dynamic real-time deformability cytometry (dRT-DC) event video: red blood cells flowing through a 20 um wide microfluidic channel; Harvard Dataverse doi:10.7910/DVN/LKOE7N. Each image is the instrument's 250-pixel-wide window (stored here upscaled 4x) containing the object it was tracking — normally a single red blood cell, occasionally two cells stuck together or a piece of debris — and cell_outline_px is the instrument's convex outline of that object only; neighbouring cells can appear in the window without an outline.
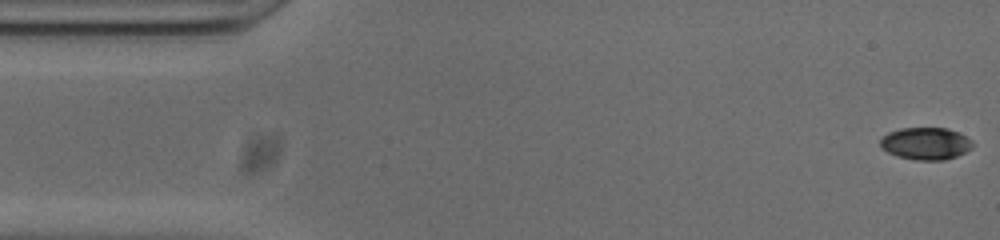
{"species": "common noctule bat (a hibernating species)", "species_latin": "Nyctalus noctula", "temperature_condition": "cold", "stored_images_in_passage": 52, "camera_frame_rate_fps": 3000, "um_per_image_px": 0.085, "animal": {"sex": "male", "body_mass_g": 20.0, "forearm_length_mm": 53.3}, "frame": {"image": 1, "passage_image": 1, "time_ms": 0.0, "image_size_px": [1000, 240], "cell_outline_px": [[972, 148], [956, 156], [944, 160], [916, 160], [896, 156], [880, 148], [880, 140], [888, 132], [900, 128], [948, 128], [972, 140]], "centroid_in_image_um": [78.65, 12.2], "position_along_channel_um": 6.3, "area_um2": 17.28}}
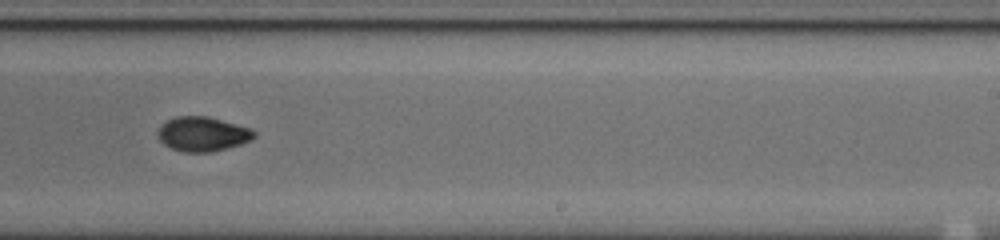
{"frame": {"image": 2, "passage_image": 31, "time_ms": 10.0, "image_size_px": [1000, 240], "cell_outline_px": [[256, 136], [240, 144], [212, 152], [184, 152], [172, 148], [164, 144], [156, 136], [156, 132], [168, 120], [176, 116], [208, 116], [248, 128], [256, 132]], "centroid_in_image_um": [17.19, 11.39], "position_along_channel_um": 271.8, "area_um2": 19.07}}
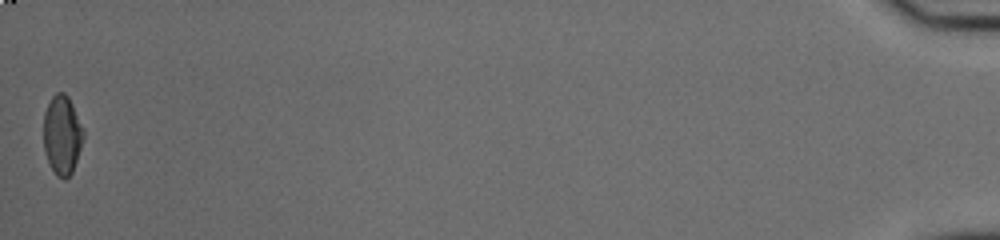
{"frame": {"image": 3, "passage_image": 52, "time_ms": 17.0, "image_size_px": [1000, 240], "cell_outline_px": [[84, 136], [72, 172], [64, 180], [56, 176], [44, 152], [44, 112], [52, 96], [56, 92], [64, 92], [68, 96], [72, 104], [84, 132]], "centroid_in_image_um": [5.27, 11.46], "position_along_channel_um": 429.9, "area_um2": 18.15}, "authors_computed_cell_mechanics": {"area_um2": 18.6405, "velocity_mm_per_s": 3.8423, "shape_relaxation_time_tau1_ms": 5.5127, "shape_relaxation_time_tau2_ms": 3.7127, "deformation_change_tau1": 0.1797, "deformation_change_tau2": 0.0503}}